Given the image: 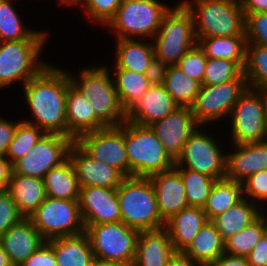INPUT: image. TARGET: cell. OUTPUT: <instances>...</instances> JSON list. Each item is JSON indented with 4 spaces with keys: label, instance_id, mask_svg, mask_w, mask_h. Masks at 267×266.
Instances as JSON below:
<instances>
[{
    "label": "cell",
    "instance_id": "obj_56",
    "mask_svg": "<svg viewBox=\"0 0 267 266\" xmlns=\"http://www.w3.org/2000/svg\"><path fill=\"white\" fill-rule=\"evenodd\" d=\"M94 266H133V265L129 263H123V262L95 261Z\"/></svg>",
    "mask_w": 267,
    "mask_h": 266
},
{
    "label": "cell",
    "instance_id": "obj_39",
    "mask_svg": "<svg viewBox=\"0 0 267 266\" xmlns=\"http://www.w3.org/2000/svg\"><path fill=\"white\" fill-rule=\"evenodd\" d=\"M265 233L266 224L260 215L254 222L224 242L225 253L246 257Z\"/></svg>",
    "mask_w": 267,
    "mask_h": 266
},
{
    "label": "cell",
    "instance_id": "obj_50",
    "mask_svg": "<svg viewBox=\"0 0 267 266\" xmlns=\"http://www.w3.org/2000/svg\"><path fill=\"white\" fill-rule=\"evenodd\" d=\"M246 257L250 266H267V232Z\"/></svg>",
    "mask_w": 267,
    "mask_h": 266
},
{
    "label": "cell",
    "instance_id": "obj_53",
    "mask_svg": "<svg viewBox=\"0 0 267 266\" xmlns=\"http://www.w3.org/2000/svg\"><path fill=\"white\" fill-rule=\"evenodd\" d=\"M244 13H267V0H239Z\"/></svg>",
    "mask_w": 267,
    "mask_h": 266
},
{
    "label": "cell",
    "instance_id": "obj_8",
    "mask_svg": "<svg viewBox=\"0 0 267 266\" xmlns=\"http://www.w3.org/2000/svg\"><path fill=\"white\" fill-rule=\"evenodd\" d=\"M47 41L49 39L0 42V89L18 82L24 86L50 64L40 57Z\"/></svg>",
    "mask_w": 267,
    "mask_h": 266
},
{
    "label": "cell",
    "instance_id": "obj_47",
    "mask_svg": "<svg viewBox=\"0 0 267 266\" xmlns=\"http://www.w3.org/2000/svg\"><path fill=\"white\" fill-rule=\"evenodd\" d=\"M19 266H58L54 249L45 242Z\"/></svg>",
    "mask_w": 267,
    "mask_h": 266
},
{
    "label": "cell",
    "instance_id": "obj_33",
    "mask_svg": "<svg viewBox=\"0 0 267 266\" xmlns=\"http://www.w3.org/2000/svg\"><path fill=\"white\" fill-rule=\"evenodd\" d=\"M196 40L207 58L227 59L243 70L247 45L245 36L196 37Z\"/></svg>",
    "mask_w": 267,
    "mask_h": 266
},
{
    "label": "cell",
    "instance_id": "obj_6",
    "mask_svg": "<svg viewBox=\"0 0 267 266\" xmlns=\"http://www.w3.org/2000/svg\"><path fill=\"white\" fill-rule=\"evenodd\" d=\"M170 8L159 0H122L105 27L115 33V39L152 40Z\"/></svg>",
    "mask_w": 267,
    "mask_h": 266
},
{
    "label": "cell",
    "instance_id": "obj_24",
    "mask_svg": "<svg viewBox=\"0 0 267 266\" xmlns=\"http://www.w3.org/2000/svg\"><path fill=\"white\" fill-rule=\"evenodd\" d=\"M175 252L168 231L165 228L140 231L132 265L167 266L169 259Z\"/></svg>",
    "mask_w": 267,
    "mask_h": 266
},
{
    "label": "cell",
    "instance_id": "obj_25",
    "mask_svg": "<svg viewBox=\"0 0 267 266\" xmlns=\"http://www.w3.org/2000/svg\"><path fill=\"white\" fill-rule=\"evenodd\" d=\"M203 208L189 206L165 222L171 243L176 252H182L207 222Z\"/></svg>",
    "mask_w": 267,
    "mask_h": 266
},
{
    "label": "cell",
    "instance_id": "obj_41",
    "mask_svg": "<svg viewBox=\"0 0 267 266\" xmlns=\"http://www.w3.org/2000/svg\"><path fill=\"white\" fill-rule=\"evenodd\" d=\"M230 80H246L243 70L235 62L207 58L202 85H217Z\"/></svg>",
    "mask_w": 267,
    "mask_h": 266
},
{
    "label": "cell",
    "instance_id": "obj_5",
    "mask_svg": "<svg viewBox=\"0 0 267 266\" xmlns=\"http://www.w3.org/2000/svg\"><path fill=\"white\" fill-rule=\"evenodd\" d=\"M125 146L129 177H145L166 171L175 161L164 149L150 126L125 121Z\"/></svg>",
    "mask_w": 267,
    "mask_h": 266
},
{
    "label": "cell",
    "instance_id": "obj_11",
    "mask_svg": "<svg viewBox=\"0 0 267 266\" xmlns=\"http://www.w3.org/2000/svg\"><path fill=\"white\" fill-rule=\"evenodd\" d=\"M28 218L46 241L85 232L78 200L46 196Z\"/></svg>",
    "mask_w": 267,
    "mask_h": 266
},
{
    "label": "cell",
    "instance_id": "obj_35",
    "mask_svg": "<svg viewBox=\"0 0 267 266\" xmlns=\"http://www.w3.org/2000/svg\"><path fill=\"white\" fill-rule=\"evenodd\" d=\"M115 89L125 111H127L151 86L145 74L126 69H112ZM114 75V76H113Z\"/></svg>",
    "mask_w": 267,
    "mask_h": 266
},
{
    "label": "cell",
    "instance_id": "obj_1",
    "mask_svg": "<svg viewBox=\"0 0 267 266\" xmlns=\"http://www.w3.org/2000/svg\"><path fill=\"white\" fill-rule=\"evenodd\" d=\"M71 83L68 71L49 64L38 76L23 87V98L32 119L23 121L45 133L67 136L66 98ZM34 119V121H33Z\"/></svg>",
    "mask_w": 267,
    "mask_h": 266
},
{
    "label": "cell",
    "instance_id": "obj_20",
    "mask_svg": "<svg viewBox=\"0 0 267 266\" xmlns=\"http://www.w3.org/2000/svg\"><path fill=\"white\" fill-rule=\"evenodd\" d=\"M179 107L164 85H151L142 97L126 111V120L150 126Z\"/></svg>",
    "mask_w": 267,
    "mask_h": 266
},
{
    "label": "cell",
    "instance_id": "obj_30",
    "mask_svg": "<svg viewBox=\"0 0 267 266\" xmlns=\"http://www.w3.org/2000/svg\"><path fill=\"white\" fill-rule=\"evenodd\" d=\"M182 253L194 262L207 266L225 253L224 241L215 225L207 221Z\"/></svg>",
    "mask_w": 267,
    "mask_h": 266
},
{
    "label": "cell",
    "instance_id": "obj_15",
    "mask_svg": "<svg viewBox=\"0 0 267 266\" xmlns=\"http://www.w3.org/2000/svg\"><path fill=\"white\" fill-rule=\"evenodd\" d=\"M75 142L93 159L114 167L125 177H129L125 122L118 127L84 133Z\"/></svg>",
    "mask_w": 267,
    "mask_h": 266
},
{
    "label": "cell",
    "instance_id": "obj_26",
    "mask_svg": "<svg viewBox=\"0 0 267 266\" xmlns=\"http://www.w3.org/2000/svg\"><path fill=\"white\" fill-rule=\"evenodd\" d=\"M46 242L54 249L58 266H94L95 258L86 232Z\"/></svg>",
    "mask_w": 267,
    "mask_h": 266
},
{
    "label": "cell",
    "instance_id": "obj_49",
    "mask_svg": "<svg viewBox=\"0 0 267 266\" xmlns=\"http://www.w3.org/2000/svg\"><path fill=\"white\" fill-rule=\"evenodd\" d=\"M168 67L166 63L154 56L145 73L150 85H164Z\"/></svg>",
    "mask_w": 267,
    "mask_h": 266
},
{
    "label": "cell",
    "instance_id": "obj_45",
    "mask_svg": "<svg viewBox=\"0 0 267 266\" xmlns=\"http://www.w3.org/2000/svg\"><path fill=\"white\" fill-rule=\"evenodd\" d=\"M247 44L267 46V13H244Z\"/></svg>",
    "mask_w": 267,
    "mask_h": 266
},
{
    "label": "cell",
    "instance_id": "obj_51",
    "mask_svg": "<svg viewBox=\"0 0 267 266\" xmlns=\"http://www.w3.org/2000/svg\"><path fill=\"white\" fill-rule=\"evenodd\" d=\"M207 266H250L245 256H233L223 253L218 259Z\"/></svg>",
    "mask_w": 267,
    "mask_h": 266
},
{
    "label": "cell",
    "instance_id": "obj_22",
    "mask_svg": "<svg viewBox=\"0 0 267 266\" xmlns=\"http://www.w3.org/2000/svg\"><path fill=\"white\" fill-rule=\"evenodd\" d=\"M0 241L14 266L22 264L46 242L32 221L25 217L10 227L0 237Z\"/></svg>",
    "mask_w": 267,
    "mask_h": 266
},
{
    "label": "cell",
    "instance_id": "obj_40",
    "mask_svg": "<svg viewBox=\"0 0 267 266\" xmlns=\"http://www.w3.org/2000/svg\"><path fill=\"white\" fill-rule=\"evenodd\" d=\"M21 120L5 155L12 165L23 157L45 134L37 126Z\"/></svg>",
    "mask_w": 267,
    "mask_h": 266
},
{
    "label": "cell",
    "instance_id": "obj_36",
    "mask_svg": "<svg viewBox=\"0 0 267 266\" xmlns=\"http://www.w3.org/2000/svg\"><path fill=\"white\" fill-rule=\"evenodd\" d=\"M200 86L197 80L186 76L176 65L168 67L164 87L179 107H191Z\"/></svg>",
    "mask_w": 267,
    "mask_h": 266
},
{
    "label": "cell",
    "instance_id": "obj_2",
    "mask_svg": "<svg viewBox=\"0 0 267 266\" xmlns=\"http://www.w3.org/2000/svg\"><path fill=\"white\" fill-rule=\"evenodd\" d=\"M108 65L81 68L77 76L68 70L71 83L91 103L95 116L106 127H118L126 121V111L115 89ZM74 75V76H73Z\"/></svg>",
    "mask_w": 267,
    "mask_h": 266
},
{
    "label": "cell",
    "instance_id": "obj_59",
    "mask_svg": "<svg viewBox=\"0 0 267 266\" xmlns=\"http://www.w3.org/2000/svg\"><path fill=\"white\" fill-rule=\"evenodd\" d=\"M266 129H267V102H266Z\"/></svg>",
    "mask_w": 267,
    "mask_h": 266
},
{
    "label": "cell",
    "instance_id": "obj_43",
    "mask_svg": "<svg viewBox=\"0 0 267 266\" xmlns=\"http://www.w3.org/2000/svg\"><path fill=\"white\" fill-rule=\"evenodd\" d=\"M207 57L199 44H195L176 64L186 76L203 83Z\"/></svg>",
    "mask_w": 267,
    "mask_h": 266
},
{
    "label": "cell",
    "instance_id": "obj_7",
    "mask_svg": "<svg viewBox=\"0 0 267 266\" xmlns=\"http://www.w3.org/2000/svg\"><path fill=\"white\" fill-rule=\"evenodd\" d=\"M152 42L155 57L168 66H175L197 44L193 16L181 1L165 14Z\"/></svg>",
    "mask_w": 267,
    "mask_h": 266
},
{
    "label": "cell",
    "instance_id": "obj_34",
    "mask_svg": "<svg viewBox=\"0 0 267 266\" xmlns=\"http://www.w3.org/2000/svg\"><path fill=\"white\" fill-rule=\"evenodd\" d=\"M243 198V185L241 182L226 178L216 180L212 186L206 205L203 207L207 220L211 221Z\"/></svg>",
    "mask_w": 267,
    "mask_h": 266
},
{
    "label": "cell",
    "instance_id": "obj_52",
    "mask_svg": "<svg viewBox=\"0 0 267 266\" xmlns=\"http://www.w3.org/2000/svg\"><path fill=\"white\" fill-rule=\"evenodd\" d=\"M12 171V164L6 156H0V191L7 190Z\"/></svg>",
    "mask_w": 267,
    "mask_h": 266
},
{
    "label": "cell",
    "instance_id": "obj_10",
    "mask_svg": "<svg viewBox=\"0 0 267 266\" xmlns=\"http://www.w3.org/2000/svg\"><path fill=\"white\" fill-rule=\"evenodd\" d=\"M84 226L95 261L133 264L140 231L121 221Z\"/></svg>",
    "mask_w": 267,
    "mask_h": 266
},
{
    "label": "cell",
    "instance_id": "obj_13",
    "mask_svg": "<svg viewBox=\"0 0 267 266\" xmlns=\"http://www.w3.org/2000/svg\"><path fill=\"white\" fill-rule=\"evenodd\" d=\"M247 88L246 80H230L217 85L201 84L191 106L196 121L205 128L207 124L209 127L217 123L215 121L228 119L235 103Z\"/></svg>",
    "mask_w": 267,
    "mask_h": 266
},
{
    "label": "cell",
    "instance_id": "obj_55",
    "mask_svg": "<svg viewBox=\"0 0 267 266\" xmlns=\"http://www.w3.org/2000/svg\"><path fill=\"white\" fill-rule=\"evenodd\" d=\"M0 266H14L7 253L4 251V248L2 246V243L0 241Z\"/></svg>",
    "mask_w": 267,
    "mask_h": 266
},
{
    "label": "cell",
    "instance_id": "obj_18",
    "mask_svg": "<svg viewBox=\"0 0 267 266\" xmlns=\"http://www.w3.org/2000/svg\"><path fill=\"white\" fill-rule=\"evenodd\" d=\"M68 158L80 187L100 186L117 189L126 178L114 167L90 157L75 141L69 148Z\"/></svg>",
    "mask_w": 267,
    "mask_h": 266
},
{
    "label": "cell",
    "instance_id": "obj_58",
    "mask_svg": "<svg viewBox=\"0 0 267 266\" xmlns=\"http://www.w3.org/2000/svg\"><path fill=\"white\" fill-rule=\"evenodd\" d=\"M265 207L262 208L261 215H262V217H263V219L265 221V224H266V232H267V215H266L267 214V206H265Z\"/></svg>",
    "mask_w": 267,
    "mask_h": 266
},
{
    "label": "cell",
    "instance_id": "obj_38",
    "mask_svg": "<svg viewBox=\"0 0 267 266\" xmlns=\"http://www.w3.org/2000/svg\"><path fill=\"white\" fill-rule=\"evenodd\" d=\"M176 169L184 182L185 195L189 206L203 208L216 179L188 168Z\"/></svg>",
    "mask_w": 267,
    "mask_h": 266
},
{
    "label": "cell",
    "instance_id": "obj_9",
    "mask_svg": "<svg viewBox=\"0 0 267 266\" xmlns=\"http://www.w3.org/2000/svg\"><path fill=\"white\" fill-rule=\"evenodd\" d=\"M267 91L247 88L235 103L228 119L233 145L260 142L267 139Z\"/></svg>",
    "mask_w": 267,
    "mask_h": 266
},
{
    "label": "cell",
    "instance_id": "obj_37",
    "mask_svg": "<svg viewBox=\"0 0 267 266\" xmlns=\"http://www.w3.org/2000/svg\"><path fill=\"white\" fill-rule=\"evenodd\" d=\"M243 74L248 88L267 91V46L246 45Z\"/></svg>",
    "mask_w": 267,
    "mask_h": 266
},
{
    "label": "cell",
    "instance_id": "obj_46",
    "mask_svg": "<svg viewBox=\"0 0 267 266\" xmlns=\"http://www.w3.org/2000/svg\"><path fill=\"white\" fill-rule=\"evenodd\" d=\"M23 218L10 193L7 190L0 191V237Z\"/></svg>",
    "mask_w": 267,
    "mask_h": 266
},
{
    "label": "cell",
    "instance_id": "obj_57",
    "mask_svg": "<svg viewBox=\"0 0 267 266\" xmlns=\"http://www.w3.org/2000/svg\"><path fill=\"white\" fill-rule=\"evenodd\" d=\"M78 0H57V2L59 3V5H68V7L71 5V6H74L75 3L77 2Z\"/></svg>",
    "mask_w": 267,
    "mask_h": 266
},
{
    "label": "cell",
    "instance_id": "obj_48",
    "mask_svg": "<svg viewBox=\"0 0 267 266\" xmlns=\"http://www.w3.org/2000/svg\"><path fill=\"white\" fill-rule=\"evenodd\" d=\"M21 120H7L0 117V156H5L8 150V146L14 138V134L17 129V125Z\"/></svg>",
    "mask_w": 267,
    "mask_h": 266
},
{
    "label": "cell",
    "instance_id": "obj_27",
    "mask_svg": "<svg viewBox=\"0 0 267 266\" xmlns=\"http://www.w3.org/2000/svg\"><path fill=\"white\" fill-rule=\"evenodd\" d=\"M117 39L115 40V58L112 69H126L145 74L154 58L152 40Z\"/></svg>",
    "mask_w": 267,
    "mask_h": 266
},
{
    "label": "cell",
    "instance_id": "obj_32",
    "mask_svg": "<svg viewBox=\"0 0 267 266\" xmlns=\"http://www.w3.org/2000/svg\"><path fill=\"white\" fill-rule=\"evenodd\" d=\"M46 196L54 199L79 200L80 186L69 158L43 177Z\"/></svg>",
    "mask_w": 267,
    "mask_h": 266
},
{
    "label": "cell",
    "instance_id": "obj_12",
    "mask_svg": "<svg viewBox=\"0 0 267 266\" xmlns=\"http://www.w3.org/2000/svg\"><path fill=\"white\" fill-rule=\"evenodd\" d=\"M200 126L184 144L181 155L175 161V168H188L206 174L216 180L226 176L227 152L216 135ZM205 131V132H204ZM209 133V134H208ZM214 136V137H213ZM222 149V150H221Z\"/></svg>",
    "mask_w": 267,
    "mask_h": 266
},
{
    "label": "cell",
    "instance_id": "obj_14",
    "mask_svg": "<svg viewBox=\"0 0 267 266\" xmlns=\"http://www.w3.org/2000/svg\"><path fill=\"white\" fill-rule=\"evenodd\" d=\"M74 140L69 136L45 133L23 157L13 165L12 174L34 178L43 177L68 158L69 148Z\"/></svg>",
    "mask_w": 267,
    "mask_h": 266
},
{
    "label": "cell",
    "instance_id": "obj_44",
    "mask_svg": "<svg viewBox=\"0 0 267 266\" xmlns=\"http://www.w3.org/2000/svg\"><path fill=\"white\" fill-rule=\"evenodd\" d=\"M242 185L244 198L258 204L261 208L267 205V170L250 175Z\"/></svg>",
    "mask_w": 267,
    "mask_h": 266
},
{
    "label": "cell",
    "instance_id": "obj_4",
    "mask_svg": "<svg viewBox=\"0 0 267 266\" xmlns=\"http://www.w3.org/2000/svg\"><path fill=\"white\" fill-rule=\"evenodd\" d=\"M121 222L138 231L165 227L158 207L154 186L149 178L126 177L117 188Z\"/></svg>",
    "mask_w": 267,
    "mask_h": 266
},
{
    "label": "cell",
    "instance_id": "obj_28",
    "mask_svg": "<svg viewBox=\"0 0 267 266\" xmlns=\"http://www.w3.org/2000/svg\"><path fill=\"white\" fill-rule=\"evenodd\" d=\"M7 191L25 218H28L46 198L43 179L20 174H11Z\"/></svg>",
    "mask_w": 267,
    "mask_h": 266
},
{
    "label": "cell",
    "instance_id": "obj_42",
    "mask_svg": "<svg viewBox=\"0 0 267 266\" xmlns=\"http://www.w3.org/2000/svg\"><path fill=\"white\" fill-rule=\"evenodd\" d=\"M122 0H78L73 7H82L86 14V19L89 22H96L102 24V27L115 16L118 7L121 5ZM78 5V6H77ZM91 20V21H90Z\"/></svg>",
    "mask_w": 267,
    "mask_h": 266
},
{
    "label": "cell",
    "instance_id": "obj_31",
    "mask_svg": "<svg viewBox=\"0 0 267 266\" xmlns=\"http://www.w3.org/2000/svg\"><path fill=\"white\" fill-rule=\"evenodd\" d=\"M15 2L16 0H0V42L50 38V33L45 29L36 31L23 25L20 14L14 7Z\"/></svg>",
    "mask_w": 267,
    "mask_h": 266
},
{
    "label": "cell",
    "instance_id": "obj_29",
    "mask_svg": "<svg viewBox=\"0 0 267 266\" xmlns=\"http://www.w3.org/2000/svg\"><path fill=\"white\" fill-rule=\"evenodd\" d=\"M261 210L262 208L258 204L243 198L237 204L213 218L211 222L225 242L254 222L261 215Z\"/></svg>",
    "mask_w": 267,
    "mask_h": 266
},
{
    "label": "cell",
    "instance_id": "obj_54",
    "mask_svg": "<svg viewBox=\"0 0 267 266\" xmlns=\"http://www.w3.org/2000/svg\"><path fill=\"white\" fill-rule=\"evenodd\" d=\"M167 266H203L197 262H194L190 257L186 256L182 252H175L169 259Z\"/></svg>",
    "mask_w": 267,
    "mask_h": 266
},
{
    "label": "cell",
    "instance_id": "obj_17",
    "mask_svg": "<svg viewBox=\"0 0 267 266\" xmlns=\"http://www.w3.org/2000/svg\"><path fill=\"white\" fill-rule=\"evenodd\" d=\"M78 202L84 225L121 221L117 189L100 186L80 187Z\"/></svg>",
    "mask_w": 267,
    "mask_h": 266
},
{
    "label": "cell",
    "instance_id": "obj_3",
    "mask_svg": "<svg viewBox=\"0 0 267 266\" xmlns=\"http://www.w3.org/2000/svg\"><path fill=\"white\" fill-rule=\"evenodd\" d=\"M193 16L195 37L245 36L239 0H181Z\"/></svg>",
    "mask_w": 267,
    "mask_h": 266
},
{
    "label": "cell",
    "instance_id": "obj_16",
    "mask_svg": "<svg viewBox=\"0 0 267 266\" xmlns=\"http://www.w3.org/2000/svg\"><path fill=\"white\" fill-rule=\"evenodd\" d=\"M201 125L196 121L191 107H177L171 114L150 125L170 157L176 161L188 138Z\"/></svg>",
    "mask_w": 267,
    "mask_h": 266
},
{
    "label": "cell",
    "instance_id": "obj_19",
    "mask_svg": "<svg viewBox=\"0 0 267 266\" xmlns=\"http://www.w3.org/2000/svg\"><path fill=\"white\" fill-rule=\"evenodd\" d=\"M149 179L154 186L158 211L164 222L189 207L184 182L175 167L154 174Z\"/></svg>",
    "mask_w": 267,
    "mask_h": 266
},
{
    "label": "cell",
    "instance_id": "obj_23",
    "mask_svg": "<svg viewBox=\"0 0 267 266\" xmlns=\"http://www.w3.org/2000/svg\"><path fill=\"white\" fill-rule=\"evenodd\" d=\"M66 116L67 136L74 141L84 133L106 128L95 116L87 97L72 83L67 88Z\"/></svg>",
    "mask_w": 267,
    "mask_h": 266
},
{
    "label": "cell",
    "instance_id": "obj_21",
    "mask_svg": "<svg viewBox=\"0 0 267 266\" xmlns=\"http://www.w3.org/2000/svg\"><path fill=\"white\" fill-rule=\"evenodd\" d=\"M232 148V153H227L226 179L242 183L250 175L267 170V139Z\"/></svg>",
    "mask_w": 267,
    "mask_h": 266
}]
</instances>
